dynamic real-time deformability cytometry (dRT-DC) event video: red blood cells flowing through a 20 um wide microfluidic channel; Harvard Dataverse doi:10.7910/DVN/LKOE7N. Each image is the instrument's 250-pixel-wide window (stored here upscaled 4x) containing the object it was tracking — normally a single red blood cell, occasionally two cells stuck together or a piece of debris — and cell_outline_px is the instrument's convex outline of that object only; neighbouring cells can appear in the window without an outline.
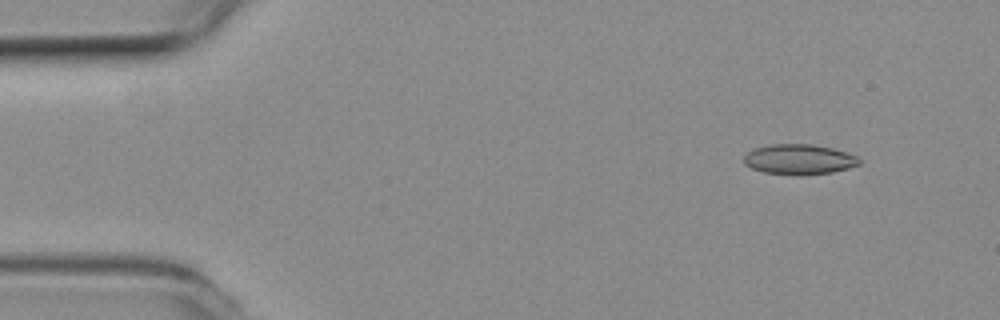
{"species": "common noctule bat (a hibernating species)", "species_latin": "Nyctalus noctula", "temperature_condition": "room temperature", "stored_images_in_passage": 54, "camera_frame_rate_fps": 3000, "um_per_image_px": 0.085, "animal": {"sex": "female", "body_mass_g": 19.3, "forearm_length_mm": 54.1}, "frame": {"image": 1, "passage_image": 5, "time_ms": 1.333, "image_size_px": [1000, 320], "cell_outline_px": [[860, 164], [848, 168], [832, 172], [764, 172], [752, 168], [744, 164], [744, 156], [748, 152], [756, 148], [768, 144], [812, 144], [832, 148], [856, 156], [860, 160]], "centroid_in_image_um": [67.91, 13.49], "position_along_channel_um": 17.1, "area_um2": 19.31}}
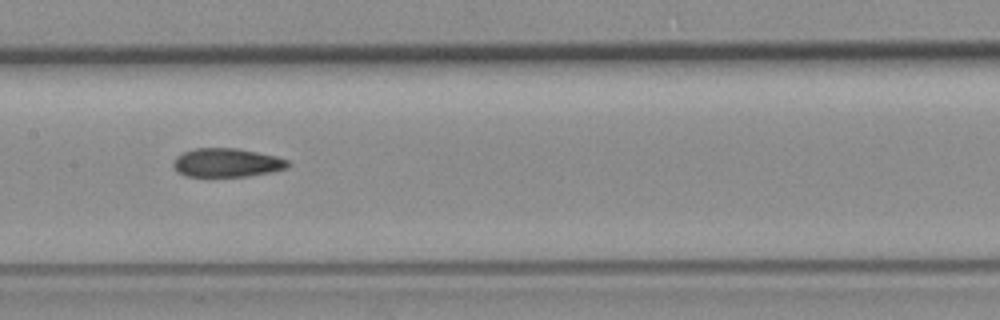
{"frame": {"image": 2, "passage_image": 26, "time_ms": 8.333, "image_size_px": [1000, 320], "cell_outline_px": [[292, 164], [288, 168], [272, 172], [248, 176], [184, 176], [176, 172], [172, 164], [176, 156], [184, 152], [196, 148], [236, 148], [276, 156], [288, 160]], "centroid_in_image_um": [19.28, 13.83], "position_along_channel_um": 188.1, "area_um2": 19.31}}
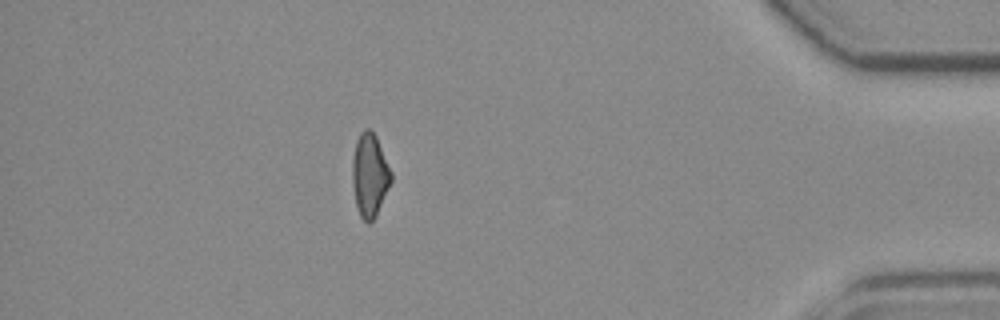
{"frame": {"image": 3, "passage_image": 47, "time_ms": 15.333, "image_size_px": [1000, 320], "cell_outline_px": [[392, 180], [376, 216], [368, 224], [360, 216], [356, 208], [352, 184], [352, 160], [356, 140], [360, 132], [364, 128], [368, 128], [376, 136], [392, 172]], "centroid_in_image_um": [31.41, 14.89], "position_along_channel_um": 403.8, "area_um2": 18.96}, "authors_computed_cell_mechanics": {"area_um2": 19.5942, "velocity_mm_per_s": 3.8063, "shape_relaxation_time_tau1_ms": null, "shape_relaxation_time_tau2_ms": 4.1525, "deformation_change_tau1": null, "deformation_change_tau2": 0.1208}}